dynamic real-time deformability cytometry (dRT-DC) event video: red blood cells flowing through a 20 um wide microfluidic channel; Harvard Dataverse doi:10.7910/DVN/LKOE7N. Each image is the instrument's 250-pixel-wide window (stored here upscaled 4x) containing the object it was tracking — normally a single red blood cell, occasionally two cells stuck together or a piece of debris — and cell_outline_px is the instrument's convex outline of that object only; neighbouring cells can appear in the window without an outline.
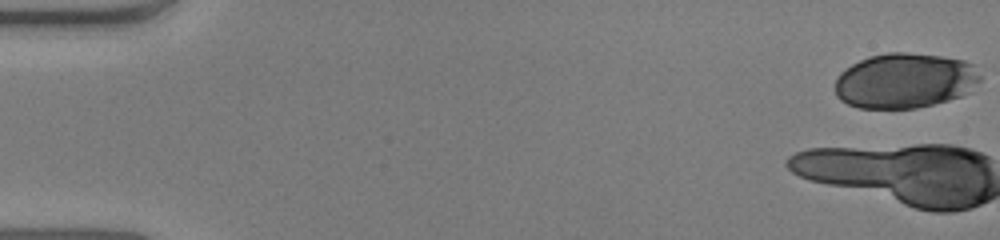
{"species": "human", "species_latin": "Homo sapiens", "temperature_condition": "warm", "stored_images_in_passage": 41, "camera_frame_rate_fps": 3000, "um_per_image_px": 0.085, "donor": {"sex": "male"}, "frame": {"image": 1, "passage_image": 1, "time_ms": 0.0, "image_size_px": [1000, 240], "cell_outline_px": [[980, 80], [972, 92], [948, 100], [916, 108], [860, 108], [848, 104], [840, 100], [836, 96], [836, 80], [840, 72], [852, 64], [868, 56], [888, 52], [904, 52], [940, 56], [964, 60], [972, 64], [980, 76]], "centroid_in_image_um": [76.91, 6.86], "position_along_channel_um": 8.1, "area_um2": 46.7}}
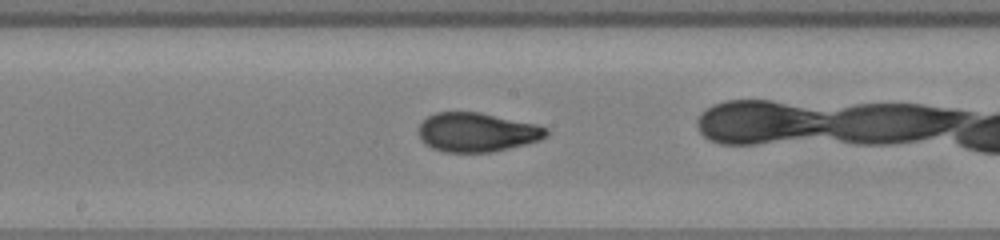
{"frame": {"image": 2, "passage_image": 27, "time_ms": 8.667, "image_size_px": [1000, 240], "cell_outline_px": [[548, 136], [540, 140], [492, 152], [444, 152], [432, 148], [424, 144], [420, 140], [420, 124], [428, 116], [436, 112], [480, 112], [536, 124], [548, 128]], "centroid_in_image_um": [40.54, 11.24], "position_along_channel_um": 207.7, "area_um2": 29.07}}
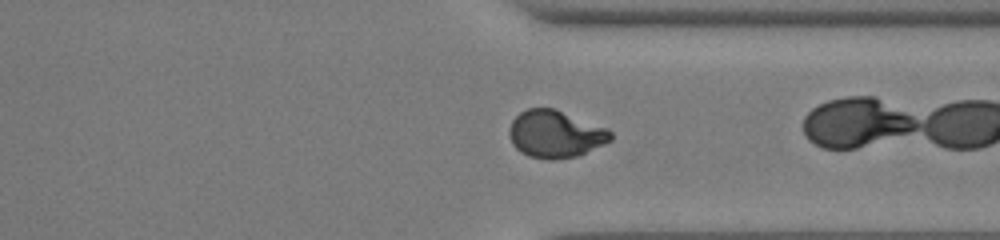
{"frame": {"image": 3, "passage_image": 39, "time_ms": 12.667, "image_size_px": [1000, 240], "cell_outline_px": [[612, 140], [580, 156], [556, 160], [548, 160], [528, 156], [520, 152], [512, 144], [508, 136], [508, 132], [512, 120], [520, 112], [528, 108], [556, 108], [608, 128], [612, 132]], "centroid_in_image_um": [47.21, 11.4], "position_along_channel_um": 364.2, "area_um2": 28.55}}